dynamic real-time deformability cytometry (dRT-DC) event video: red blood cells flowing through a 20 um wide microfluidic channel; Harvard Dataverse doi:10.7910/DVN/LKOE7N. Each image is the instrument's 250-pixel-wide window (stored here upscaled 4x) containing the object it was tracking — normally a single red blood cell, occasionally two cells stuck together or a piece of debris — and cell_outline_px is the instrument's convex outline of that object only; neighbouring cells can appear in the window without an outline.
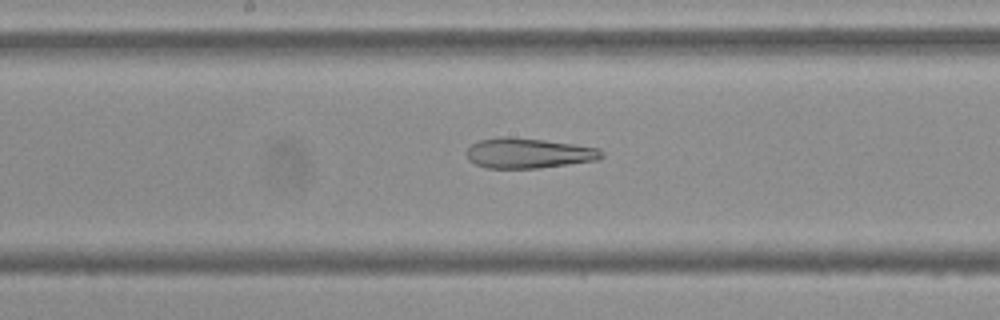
{"species": "Egyptian fruit bat (a non-hibernating species)", "species_latin": "Rousettus aegyptiacus", "temperature_condition": "cold", "stored_images_in_passage": 54, "camera_frame_rate_fps": 3000, "um_per_image_px": 0.085, "frame": {"image": 1, "passage_image": 28, "time_ms": 9.0, "image_size_px": [1000, 320], "cell_outline_px": [[604, 156], [600, 160], [536, 168], [488, 168], [476, 164], [468, 160], [464, 152], [472, 144], [480, 140], [496, 136], [508, 136], [544, 140], [600, 148], [604, 152]], "centroid_in_image_um": [44.91, 13.01], "position_along_channel_um": 203.3, "area_um2": 23.93}}
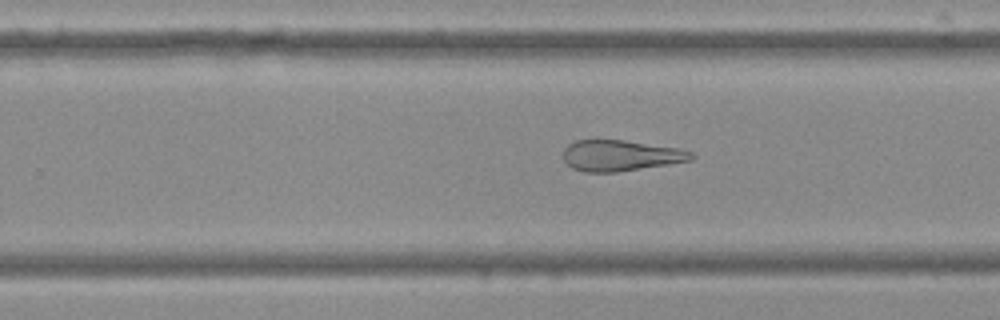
{"frame": {"image": 2, "passage_image": 34, "time_ms": 11.0, "image_size_px": [1000, 320], "cell_outline_px": [[696, 156], [692, 160], [668, 164], [616, 172], [584, 172], [572, 168], [564, 160], [564, 148], [568, 144], [576, 140], [624, 140], [680, 148], [692, 152]], "centroid_in_image_um": [52.76, 13.22], "position_along_channel_um": 277.0, "area_um2": 23.06}}
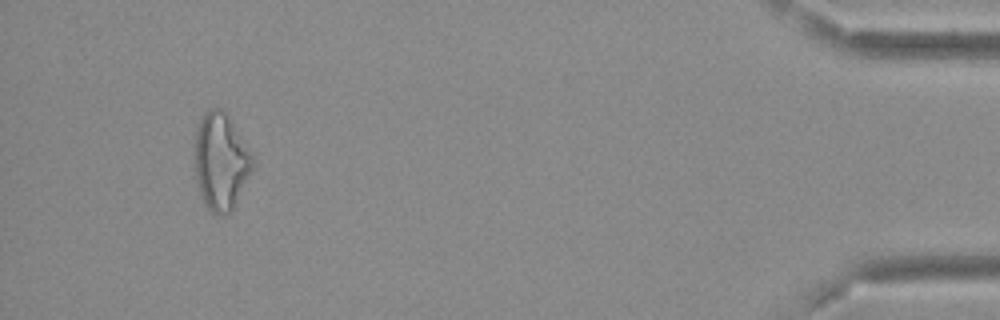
{"frame": {"image": 3, "passage_image": 51, "time_ms": 16.667, "image_size_px": [1000, 320], "cell_outline_px": [[252, 168], [232, 208], [224, 216], [212, 212], [204, 204], [196, 184], [196, 128], [204, 112], [208, 108], [220, 108], [224, 112], [252, 152]], "centroid_in_image_um": [18.74, 13.71], "position_along_channel_um": 416.5, "area_um2": 31.85}, "authors_computed_cell_mechanics": {"area_um2": 29.4491, "velocity_mm_per_s": 3.6994, "shape_relaxation_time_tau1_ms": null, "shape_relaxation_time_tau2_ms": 3.7389, "deformation_change_tau1": null, "deformation_change_tau2": 0.1548}}